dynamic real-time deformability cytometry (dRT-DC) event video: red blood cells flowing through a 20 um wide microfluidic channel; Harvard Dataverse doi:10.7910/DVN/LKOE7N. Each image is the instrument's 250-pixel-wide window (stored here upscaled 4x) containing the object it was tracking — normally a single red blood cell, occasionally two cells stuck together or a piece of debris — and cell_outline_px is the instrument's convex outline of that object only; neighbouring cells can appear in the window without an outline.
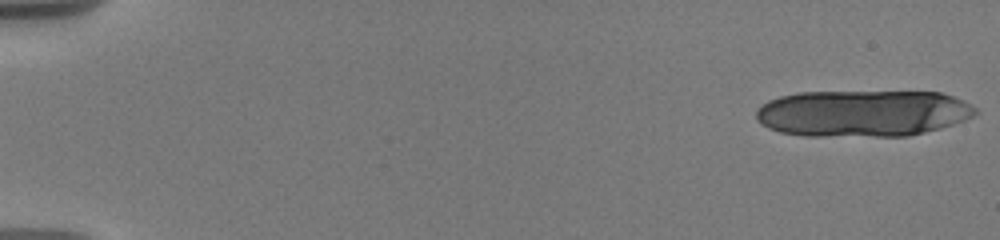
{"species": "human", "species_latin": "Homo sapiens", "temperature_condition": "warm", "stored_images_in_passage": 69, "camera_frame_rate_fps": 3000, "um_per_image_px": 0.085, "donor": {"sex": "male"}, "frame": {"image": 1, "passage_image": 1, "time_ms": 0.0, "image_size_px": [1000, 240], "cell_outline_px": [[980, 112], [964, 120], [940, 128], [908, 136], [804, 136], [780, 132], [768, 128], [760, 124], [756, 120], [756, 112], [768, 100], [780, 96], [800, 92], [940, 92], [964, 100], [976, 108]], "centroid_in_image_um": [73.33, 9.63], "position_along_channel_um": 11.7, "area_um2": 59.77}}